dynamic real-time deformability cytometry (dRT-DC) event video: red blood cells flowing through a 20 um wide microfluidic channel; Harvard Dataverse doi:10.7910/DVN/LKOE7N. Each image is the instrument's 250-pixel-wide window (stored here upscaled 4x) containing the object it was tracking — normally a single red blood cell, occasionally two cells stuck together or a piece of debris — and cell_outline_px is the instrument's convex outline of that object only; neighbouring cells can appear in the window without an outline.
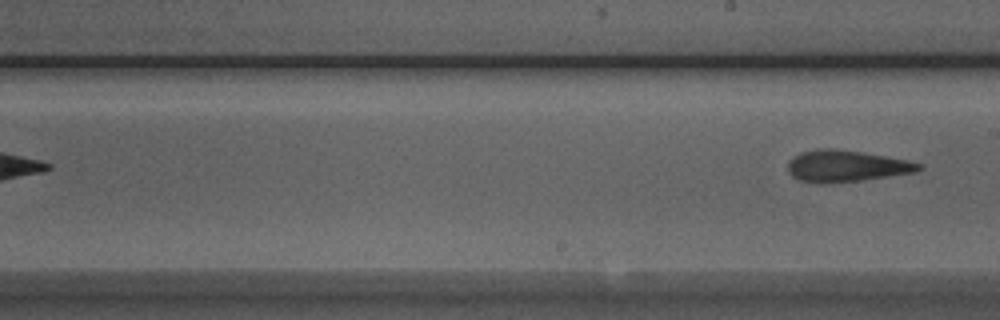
{"species": "Egyptian fruit bat (a non-hibernating species)", "species_latin": "Rousettus aegyptiacus", "temperature_condition": "room temperature", "stored_images_in_passage": 11, "segment_of_instrument_passage": [2, 2], "camera_frame_rate_fps": 3000, "um_per_image_px": 0.085, "animal": {"sex": "male"}, "frame": {"image": 1, "passage_image": 11, "time_ms": 3.333, "image_size_px": [1000, 320], "cell_outline_px": [[924, 168], [916, 172], [860, 180], [824, 184], [800, 180], [792, 176], [788, 172], [788, 160], [792, 156], [800, 152], [816, 148], [832, 148], [860, 152], [908, 160], [924, 164]], "centroid_in_image_um": [71.91, 14.11], "position_along_channel_um": 217.1, "area_um2": 24.16}}